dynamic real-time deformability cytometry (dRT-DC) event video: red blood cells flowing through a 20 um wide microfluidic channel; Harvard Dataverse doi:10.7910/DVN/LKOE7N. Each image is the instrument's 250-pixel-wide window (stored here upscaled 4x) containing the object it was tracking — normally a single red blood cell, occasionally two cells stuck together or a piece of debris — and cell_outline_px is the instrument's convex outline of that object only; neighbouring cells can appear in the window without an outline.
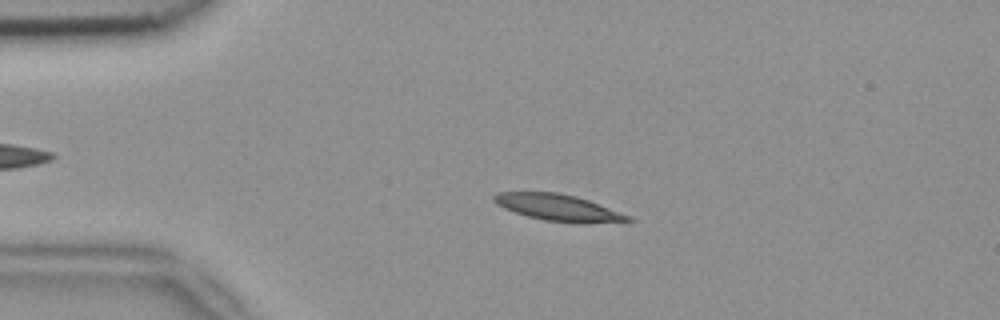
{"species": "common noctule bat (a hibernating species)", "species_latin": "Nyctalus noctula", "temperature_condition": "room temperature", "stored_images_in_passage": 3, "camera_frame_rate_fps": 3000, "um_per_image_px": 0.085, "animal": {"sex": "female", "body_mass_g": 18.4}, "frame": {"image": 1, "passage_image": 2, "time_ms": 0.333, "image_size_px": [1000, 320], "cell_outline_px": [[636, 220], [588, 224], [580, 224], [544, 220], [528, 216], [504, 208], [496, 204], [492, 200], [492, 196], [496, 192], [556, 192], [576, 196], [588, 200], [632, 216]], "centroid_in_image_um": [47.48, 17.65], "position_along_channel_um": 37.5, "area_um2": 20.92}}